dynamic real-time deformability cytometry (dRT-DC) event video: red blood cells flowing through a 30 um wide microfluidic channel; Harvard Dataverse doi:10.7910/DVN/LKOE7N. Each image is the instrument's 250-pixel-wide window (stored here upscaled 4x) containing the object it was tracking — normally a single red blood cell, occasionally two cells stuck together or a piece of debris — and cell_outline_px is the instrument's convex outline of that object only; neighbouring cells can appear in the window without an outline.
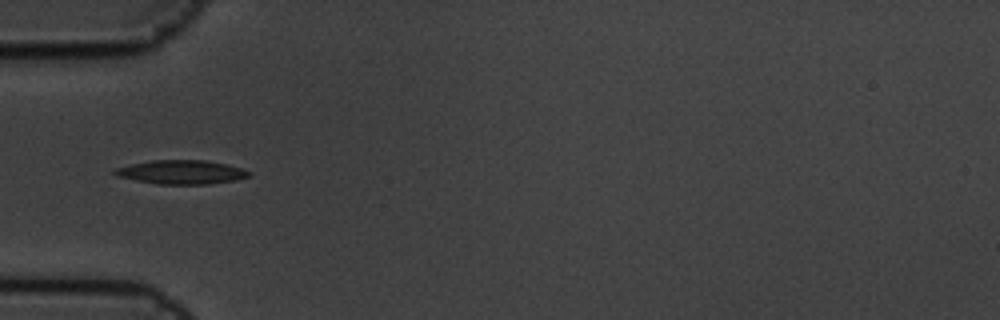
{"species": "common noctule bat (a hibernating species)", "species_latin": "Nyctalus noctula", "temperature_condition": "cold", "stored_images_in_passage": 8, "camera_frame_rate_fps": 3000, "um_per_image_px": 0.085, "animal": {"sex": "male", "body_mass_g": 19.5, "forearm_length_mm": 54.6}, "frame": {"image": 1, "passage_image": 6, "time_ms": 1.667, "image_size_px": [1000, 320], "cell_outline_px": [[252, 176], [236, 180], [208, 184], [156, 184], [116, 176], [112, 172], [116, 168], [132, 164], [152, 160], [204, 160], [228, 164], [240, 168], [248, 172]], "centroid_in_image_um": [15.41, 14.63], "position_along_channel_um": 69.6, "area_um2": 18.61}}
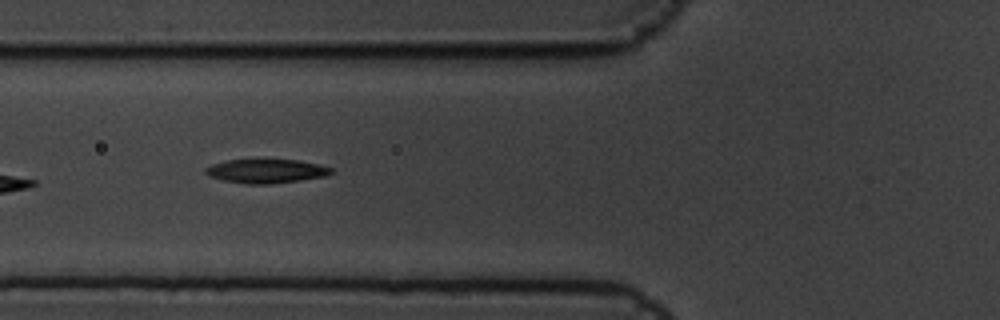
{"frame": {"image": 2, "passage_image": 7, "time_ms": 2.0, "image_size_px": [1000, 320], "cell_outline_px": [[332, 172], [328, 176], [272, 184], [244, 184], [224, 180], [208, 176], [204, 172], [204, 168], [212, 164], [228, 160], [300, 160], [332, 168]], "centroid_in_image_um": [22.6, 14.55], "position_along_channel_um": 103.2, "area_um2": 17.51}}
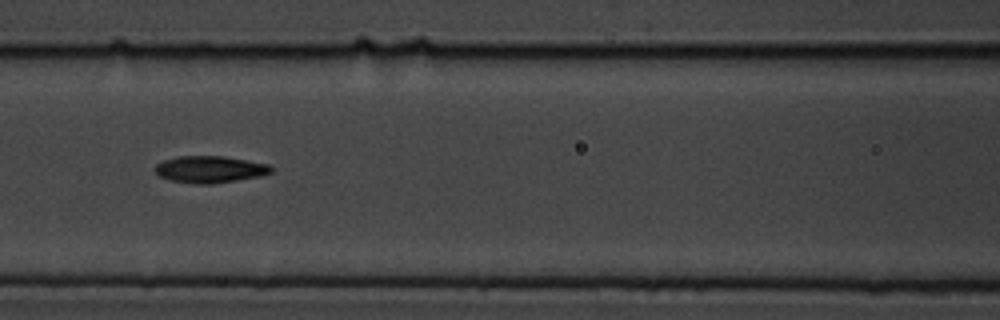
{"frame": {"image": 3, "passage_image": 8, "time_ms": 2.333, "image_size_px": [1000, 320], "cell_outline_px": [[272, 172], [260, 176], [212, 184], [200, 184], [168, 180], [160, 176], [152, 168], [156, 164], [164, 160], [176, 156], [224, 156], [268, 164], [272, 168]], "centroid_in_image_um": [17.8, 14.39], "position_along_channel_um": 148.8, "area_um2": 18.15}}